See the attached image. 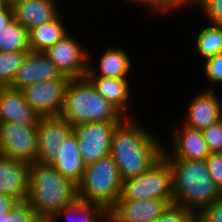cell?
<instances>
[{"label": "cell", "instance_id": "1", "mask_svg": "<svg viewBox=\"0 0 222 222\" xmlns=\"http://www.w3.org/2000/svg\"><path fill=\"white\" fill-rule=\"evenodd\" d=\"M134 118H125L117 125L110 146L122 180L145 173L162 158L164 151L162 140Z\"/></svg>", "mask_w": 222, "mask_h": 222}, {"label": "cell", "instance_id": "2", "mask_svg": "<svg viewBox=\"0 0 222 222\" xmlns=\"http://www.w3.org/2000/svg\"><path fill=\"white\" fill-rule=\"evenodd\" d=\"M165 160L172 172L174 204L198 213L222 196L205 160Z\"/></svg>", "mask_w": 222, "mask_h": 222}, {"label": "cell", "instance_id": "3", "mask_svg": "<svg viewBox=\"0 0 222 222\" xmlns=\"http://www.w3.org/2000/svg\"><path fill=\"white\" fill-rule=\"evenodd\" d=\"M76 197L77 185L65 178L51 164H30L27 202L38 218H53Z\"/></svg>", "mask_w": 222, "mask_h": 222}, {"label": "cell", "instance_id": "4", "mask_svg": "<svg viewBox=\"0 0 222 222\" xmlns=\"http://www.w3.org/2000/svg\"><path fill=\"white\" fill-rule=\"evenodd\" d=\"M59 116L72 126L89 122L123 121L126 118L97 92L86 76L71 78Z\"/></svg>", "mask_w": 222, "mask_h": 222}, {"label": "cell", "instance_id": "5", "mask_svg": "<svg viewBox=\"0 0 222 222\" xmlns=\"http://www.w3.org/2000/svg\"><path fill=\"white\" fill-rule=\"evenodd\" d=\"M122 182L118 166L109 154L86 166L77 184V197L109 210L121 195Z\"/></svg>", "mask_w": 222, "mask_h": 222}, {"label": "cell", "instance_id": "6", "mask_svg": "<svg viewBox=\"0 0 222 222\" xmlns=\"http://www.w3.org/2000/svg\"><path fill=\"white\" fill-rule=\"evenodd\" d=\"M120 198L173 199L172 172L169 163L162 157L145 173L123 180Z\"/></svg>", "mask_w": 222, "mask_h": 222}, {"label": "cell", "instance_id": "7", "mask_svg": "<svg viewBox=\"0 0 222 222\" xmlns=\"http://www.w3.org/2000/svg\"><path fill=\"white\" fill-rule=\"evenodd\" d=\"M121 122H89L73 126L80 155L86 166L110 154L115 128Z\"/></svg>", "mask_w": 222, "mask_h": 222}, {"label": "cell", "instance_id": "8", "mask_svg": "<svg viewBox=\"0 0 222 222\" xmlns=\"http://www.w3.org/2000/svg\"><path fill=\"white\" fill-rule=\"evenodd\" d=\"M70 80L69 76L62 74L58 78L31 84L21 91L25 101L41 117H56L61 113Z\"/></svg>", "mask_w": 222, "mask_h": 222}, {"label": "cell", "instance_id": "9", "mask_svg": "<svg viewBox=\"0 0 222 222\" xmlns=\"http://www.w3.org/2000/svg\"><path fill=\"white\" fill-rule=\"evenodd\" d=\"M37 126L0 122V154L34 163L37 155Z\"/></svg>", "mask_w": 222, "mask_h": 222}, {"label": "cell", "instance_id": "10", "mask_svg": "<svg viewBox=\"0 0 222 222\" xmlns=\"http://www.w3.org/2000/svg\"><path fill=\"white\" fill-rule=\"evenodd\" d=\"M71 33L69 32L44 53L61 74L70 78L85 77L88 66V48L78 39L79 37L76 38L74 33L73 35Z\"/></svg>", "mask_w": 222, "mask_h": 222}, {"label": "cell", "instance_id": "11", "mask_svg": "<svg viewBox=\"0 0 222 222\" xmlns=\"http://www.w3.org/2000/svg\"><path fill=\"white\" fill-rule=\"evenodd\" d=\"M170 125L171 141L168 142L171 146L167 147L165 142L164 159L205 160L210 155L201 130L188 128L181 123L179 125L175 121Z\"/></svg>", "mask_w": 222, "mask_h": 222}, {"label": "cell", "instance_id": "12", "mask_svg": "<svg viewBox=\"0 0 222 222\" xmlns=\"http://www.w3.org/2000/svg\"><path fill=\"white\" fill-rule=\"evenodd\" d=\"M37 136V155L35 162L52 164L64 140L73 132V126L64 118L41 117Z\"/></svg>", "mask_w": 222, "mask_h": 222}, {"label": "cell", "instance_id": "13", "mask_svg": "<svg viewBox=\"0 0 222 222\" xmlns=\"http://www.w3.org/2000/svg\"><path fill=\"white\" fill-rule=\"evenodd\" d=\"M174 199L123 200L120 197L108 210L115 222H154Z\"/></svg>", "mask_w": 222, "mask_h": 222}, {"label": "cell", "instance_id": "14", "mask_svg": "<svg viewBox=\"0 0 222 222\" xmlns=\"http://www.w3.org/2000/svg\"><path fill=\"white\" fill-rule=\"evenodd\" d=\"M210 88L198 90L199 93L189 99L181 124L191 129L202 130L222 119V98L220 99L218 93Z\"/></svg>", "mask_w": 222, "mask_h": 222}, {"label": "cell", "instance_id": "15", "mask_svg": "<svg viewBox=\"0 0 222 222\" xmlns=\"http://www.w3.org/2000/svg\"><path fill=\"white\" fill-rule=\"evenodd\" d=\"M61 75L44 52L29 51L9 87L23 90L31 84L58 78Z\"/></svg>", "mask_w": 222, "mask_h": 222}, {"label": "cell", "instance_id": "16", "mask_svg": "<svg viewBox=\"0 0 222 222\" xmlns=\"http://www.w3.org/2000/svg\"><path fill=\"white\" fill-rule=\"evenodd\" d=\"M106 48L107 49L103 50L102 55L99 57L100 59L98 60V66H94V54L92 51L89 52L88 50V66L86 76L130 78L132 75V73L130 74L131 69L134 67L132 66L133 62L132 58L130 57L131 55H129L130 53H128L122 47H115V45L114 47L106 46ZM92 54L93 56H91Z\"/></svg>", "mask_w": 222, "mask_h": 222}, {"label": "cell", "instance_id": "17", "mask_svg": "<svg viewBox=\"0 0 222 222\" xmlns=\"http://www.w3.org/2000/svg\"><path fill=\"white\" fill-rule=\"evenodd\" d=\"M30 163L0 154V192L27 201Z\"/></svg>", "mask_w": 222, "mask_h": 222}, {"label": "cell", "instance_id": "18", "mask_svg": "<svg viewBox=\"0 0 222 222\" xmlns=\"http://www.w3.org/2000/svg\"><path fill=\"white\" fill-rule=\"evenodd\" d=\"M41 116L25 101L23 92L9 86H0V122L37 126Z\"/></svg>", "mask_w": 222, "mask_h": 222}, {"label": "cell", "instance_id": "19", "mask_svg": "<svg viewBox=\"0 0 222 222\" xmlns=\"http://www.w3.org/2000/svg\"><path fill=\"white\" fill-rule=\"evenodd\" d=\"M58 2V0L19 1L12 6L14 19L29 31L52 21L60 12H63Z\"/></svg>", "mask_w": 222, "mask_h": 222}, {"label": "cell", "instance_id": "20", "mask_svg": "<svg viewBox=\"0 0 222 222\" xmlns=\"http://www.w3.org/2000/svg\"><path fill=\"white\" fill-rule=\"evenodd\" d=\"M95 86L97 92L114 105L126 118H133L130 114L131 104V79L86 76ZM131 101V102H130ZM129 103V104H128ZM131 104V105H130ZM129 109V111H128ZM128 111V112H127ZM130 114V115H129Z\"/></svg>", "mask_w": 222, "mask_h": 222}, {"label": "cell", "instance_id": "21", "mask_svg": "<svg viewBox=\"0 0 222 222\" xmlns=\"http://www.w3.org/2000/svg\"><path fill=\"white\" fill-rule=\"evenodd\" d=\"M51 165L75 185L81 181L86 165L80 155L78 139L73 132L64 140L57 159Z\"/></svg>", "mask_w": 222, "mask_h": 222}, {"label": "cell", "instance_id": "22", "mask_svg": "<svg viewBox=\"0 0 222 222\" xmlns=\"http://www.w3.org/2000/svg\"><path fill=\"white\" fill-rule=\"evenodd\" d=\"M107 217L108 210L103 205L76 197L60 209L52 219L54 222H61V219L66 222H104Z\"/></svg>", "mask_w": 222, "mask_h": 222}, {"label": "cell", "instance_id": "23", "mask_svg": "<svg viewBox=\"0 0 222 222\" xmlns=\"http://www.w3.org/2000/svg\"><path fill=\"white\" fill-rule=\"evenodd\" d=\"M62 15L60 13L52 21L29 30V48L31 52H45L69 33L65 20H62Z\"/></svg>", "mask_w": 222, "mask_h": 222}, {"label": "cell", "instance_id": "24", "mask_svg": "<svg viewBox=\"0 0 222 222\" xmlns=\"http://www.w3.org/2000/svg\"><path fill=\"white\" fill-rule=\"evenodd\" d=\"M195 37V50L202 61L222 53V25L204 24Z\"/></svg>", "mask_w": 222, "mask_h": 222}, {"label": "cell", "instance_id": "25", "mask_svg": "<svg viewBox=\"0 0 222 222\" xmlns=\"http://www.w3.org/2000/svg\"><path fill=\"white\" fill-rule=\"evenodd\" d=\"M0 51H30L29 31L15 19L0 30Z\"/></svg>", "mask_w": 222, "mask_h": 222}, {"label": "cell", "instance_id": "26", "mask_svg": "<svg viewBox=\"0 0 222 222\" xmlns=\"http://www.w3.org/2000/svg\"><path fill=\"white\" fill-rule=\"evenodd\" d=\"M29 51H0V86H9Z\"/></svg>", "mask_w": 222, "mask_h": 222}, {"label": "cell", "instance_id": "27", "mask_svg": "<svg viewBox=\"0 0 222 222\" xmlns=\"http://www.w3.org/2000/svg\"><path fill=\"white\" fill-rule=\"evenodd\" d=\"M154 222H198V213L171 204Z\"/></svg>", "mask_w": 222, "mask_h": 222}, {"label": "cell", "instance_id": "28", "mask_svg": "<svg viewBox=\"0 0 222 222\" xmlns=\"http://www.w3.org/2000/svg\"><path fill=\"white\" fill-rule=\"evenodd\" d=\"M203 72L207 78L211 90H214V87L217 85H222V53L214 55L213 57L207 58L203 61Z\"/></svg>", "mask_w": 222, "mask_h": 222}, {"label": "cell", "instance_id": "29", "mask_svg": "<svg viewBox=\"0 0 222 222\" xmlns=\"http://www.w3.org/2000/svg\"><path fill=\"white\" fill-rule=\"evenodd\" d=\"M37 215L27 201H18L14 207L5 214V222H35Z\"/></svg>", "mask_w": 222, "mask_h": 222}, {"label": "cell", "instance_id": "30", "mask_svg": "<svg viewBox=\"0 0 222 222\" xmlns=\"http://www.w3.org/2000/svg\"><path fill=\"white\" fill-rule=\"evenodd\" d=\"M197 8L207 23L222 25V0H200Z\"/></svg>", "mask_w": 222, "mask_h": 222}, {"label": "cell", "instance_id": "31", "mask_svg": "<svg viewBox=\"0 0 222 222\" xmlns=\"http://www.w3.org/2000/svg\"><path fill=\"white\" fill-rule=\"evenodd\" d=\"M201 131L210 153H222V119Z\"/></svg>", "mask_w": 222, "mask_h": 222}, {"label": "cell", "instance_id": "32", "mask_svg": "<svg viewBox=\"0 0 222 222\" xmlns=\"http://www.w3.org/2000/svg\"><path fill=\"white\" fill-rule=\"evenodd\" d=\"M205 161L211 178L222 192V153H210Z\"/></svg>", "mask_w": 222, "mask_h": 222}, {"label": "cell", "instance_id": "33", "mask_svg": "<svg viewBox=\"0 0 222 222\" xmlns=\"http://www.w3.org/2000/svg\"><path fill=\"white\" fill-rule=\"evenodd\" d=\"M198 222H222V196L198 212Z\"/></svg>", "mask_w": 222, "mask_h": 222}, {"label": "cell", "instance_id": "34", "mask_svg": "<svg viewBox=\"0 0 222 222\" xmlns=\"http://www.w3.org/2000/svg\"><path fill=\"white\" fill-rule=\"evenodd\" d=\"M199 3L200 0H163V15L165 16V14L168 15L180 10L183 11L184 8L187 9V7L192 6L197 9Z\"/></svg>", "mask_w": 222, "mask_h": 222}, {"label": "cell", "instance_id": "35", "mask_svg": "<svg viewBox=\"0 0 222 222\" xmlns=\"http://www.w3.org/2000/svg\"><path fill=\"white\" fill-rule=\"evenodd\" d=\"M127 2L128 4H135V6L136 4L138 6H140L141 4L142 7H147L146 10H148L149 8L148 14H151V16L153 14L155 15V17L156 15L163 16V0H128Z\"/></svg>", "mask_w": 222, "mask_h": 222}, {"label": "cell", "instance_id": "36", "mask_svg": "<svg viewBox=\"0 0 222 222\" xmlns=\"http://www.w3.org/2000/svg\"><path fill=\"white\" fill-rule=\"evenodd\" d=\"M17 202L13 196L0 192V216L8 213Z\"/></svg>", "mask_w": 222, "mask_h": 222}, {"label": "cell", "instance_id": "37", "mask_svg": "<svg viewBox=\"0 0 222 222\" xmlns=\"http://www.w3.org/2000/svg\"><path fill=\"white\" fill-rule=\"evenodd\" d=\"M13 19V11L0 12V30L5 28Z\"/></svg>", "mask_w": 222, "mask_h": 222}, {"label": "cell", "instance_id": "38", "mask_svg": "<svg viewBox=\"0 0 222 222\" xmlns=\"http://www.w3.org/2000/svg\"><path fill=\"white\" fill-rule=\"evenodd\" d=\"M2 11H13L12 6H10L7 0H0V12Z\"/></svg>", "mask_w": 222, "mask_h": 222}, {"label": "cell", "instance_id": "39", "mask_svg": "<svg viewBox=\"0 0 222 222\" xmlns=\"http://www.w3.org/2000/svg\"><path fill=\"white\" fill-rule=\"evenodd\" d=\"M35 222H54L52 218H37Z\"/></svg>", "mask_w": 222, "mask_h": 222}, {"label": "cell", "instance_id": "40", "mask_svg": "<svg viewBox=\"0 0 222 222\" xmlns=\"http://www.w3.org/2000/svg\"><path fill=\"white\" fill-rule=\"evenodd\" d=\"M19 1H23V0H7L8 4H9L10 6H13L14 4H16V3L19 2Z\"/></svg>", "mask_w": 222, "mask_h": 222}, {"label": "cell", "instance_id": "41", "mask_svg": "<svg viewBox=\"0 0 222 222\" xmlns=\"http://www.w3.org/2000/svg\"><path fill=\"white\" fill-rule=\"evenodd\" d=\"M0 222H5V214H3L2 216H0Z\"/></svg>", "mask_w": 222, "mask_h": 222}, {"label": "cell", "instance_id": "42", "mask_svg": "<svg viewBox=\"0 0 222 222\" xmlns=\"http://www.w3.org/2000/svg\"><path fill=\"white\" fill-rule=\"evenodd\" d=\"M104 222H115V221H113L109 216L105 219V221Z\"/></svg>", "mask_w": 222, "mask_h": 222}]
</instances>
